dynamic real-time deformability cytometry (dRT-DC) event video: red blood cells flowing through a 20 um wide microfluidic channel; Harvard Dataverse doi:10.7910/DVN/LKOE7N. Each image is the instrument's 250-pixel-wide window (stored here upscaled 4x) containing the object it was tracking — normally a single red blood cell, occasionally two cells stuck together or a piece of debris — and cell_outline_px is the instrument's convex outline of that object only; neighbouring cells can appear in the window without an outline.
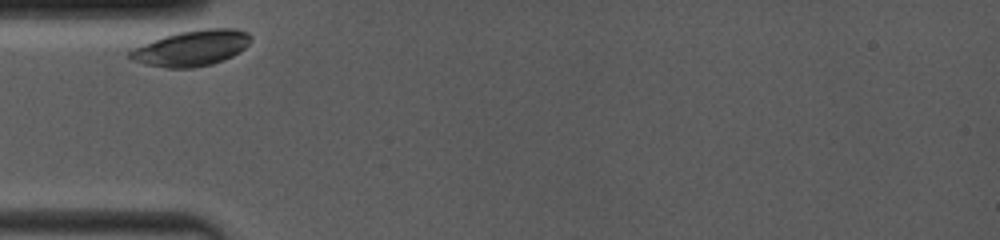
{"species": "common noctule bat (a hibernating species)", "species_latin": "Nyctalus noctula", "temperature_condition": "room temperature", "stored_images_in_passage": 7, "camera_frame_rate_fps": 4000, "um_per_image_px": 0.085, "animal": {"sex": "female", "body_mass_g": 19.0, "forearm_length_mm": 53.3}, "frame": {"image": 1, "passage_image": 1, "time_ms": 0.0, "image_size_px": [1000, 240], "cell_outline_px": [[252, 36], [248, 44], [240, 52], [224, 60], [212, 64], [192, 68], [168, 68], [144, 64], [132, 60], [128, 56], [128, 52], [132, 48], [164, 36], [180, 32], [204, 28], [232, 28], [248, 32]], "centroid_in_image_um": [16.29, 4.09], "position_along_channel_um": 68.7, "area_um2": 25.2}}
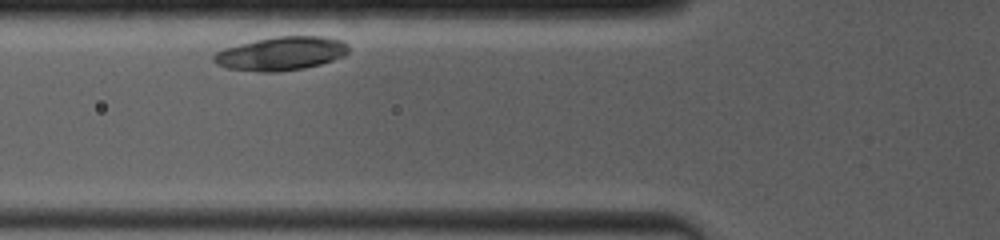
{"frame": {"image": 2, "passage_image": 3, "time_ms": 1.0, "image_size_px": [1000, 240], "cell_outline_px": [[348, 52], [344, 56], [320, 64], [304, 68], [280, 72], [264, 72], [224, 68], [216, 64], [212, 60], [212, 56], [216, 52], [224, 48], [256, 40], [276, 36], [328, 36], [344, 40], [348, 44]], "centroid_in_image_um": [23.91, 4.55], "position_along_channel_um": 101.9, "area_um2": 26.65}}
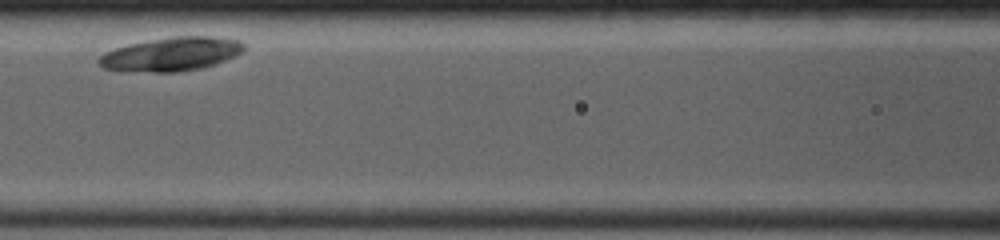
{"frame": {"image": 3, "passage_image": 6, "time_ms": 2.5, "image_size_px": [1000, 240], "cell_outline_px": [[244, 52], [236, 56], [216, 64], [204, 68], [180, 72], [124, 72], [104, 68], [96, 60], [104, 52], [128, 44], [148, 40], [172, 36], [212, 36], [240, 40], [244, 44]], "centroid_in_image_um": [14.57, 4.61], "position_along_channel_um": 152.0, "area_um2": 29.07}}